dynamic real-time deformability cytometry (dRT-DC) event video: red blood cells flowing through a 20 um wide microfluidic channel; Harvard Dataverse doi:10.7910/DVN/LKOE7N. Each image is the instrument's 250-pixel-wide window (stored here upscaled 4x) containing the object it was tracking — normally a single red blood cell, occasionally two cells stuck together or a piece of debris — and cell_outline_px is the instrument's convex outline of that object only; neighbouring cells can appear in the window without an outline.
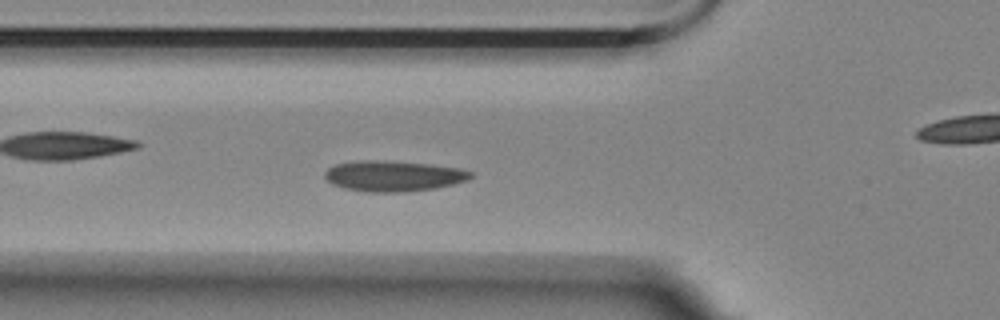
{"species": "Egyptian fruit bat (a non-hibernating species)", "species_latin": "Rousettus aegyptiacus", "temperature_condition": "room temperature", "stored_images_in_passage": 57, "camera_frame_rate_fps": 3000, "um_per_image_px": 0.085, "animal": {"sex": "female"}, "frame": {"image": 1, "passage_image": 19, "time_ms": 6.0, "image_size_px": [1000, 320], "cell_outline_px": [[472, 176], [468, 180], [436, 188], [404, 192], [368, 192], [344, 188], [332, 184], [324, 176], [324, 172], [328, 168], [336, 164], [356, 160], [384, 160], [432, 164], [460, 168], [472, 172]], "centroid_in_image_um": [33.43, 14.95], "position_along_channel_um": 92.4, "area_um2": 26.24}}
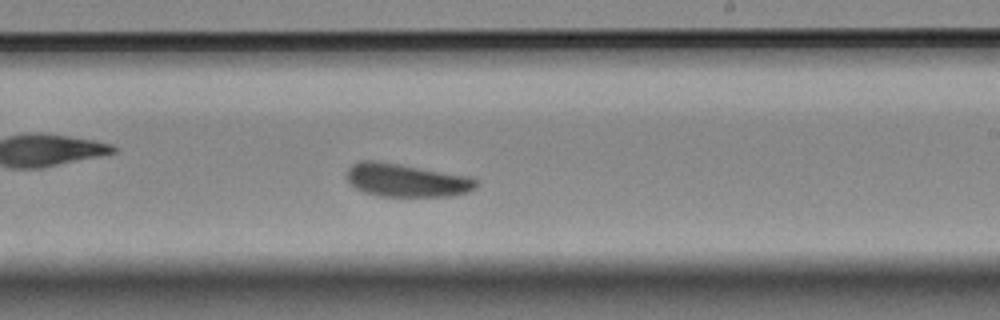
{"frame": {"image": 2, "passage_image": 33, "time_ms": 10.667, "image_size_px": [1000, 320], "cell_outline_px": [[480, 184], [476, 188], [468, 192], [452, 196], [376, 196], [364, 192], [356, 188], [348, 180], [348, 168], [352, 164], [360, 160], [376, 160], [472, 176], [480, 180]], "centroid_in_image_um": [34.62, 15.31], "position_along_channel_um": 254.4, "area_um2": 25.37}}
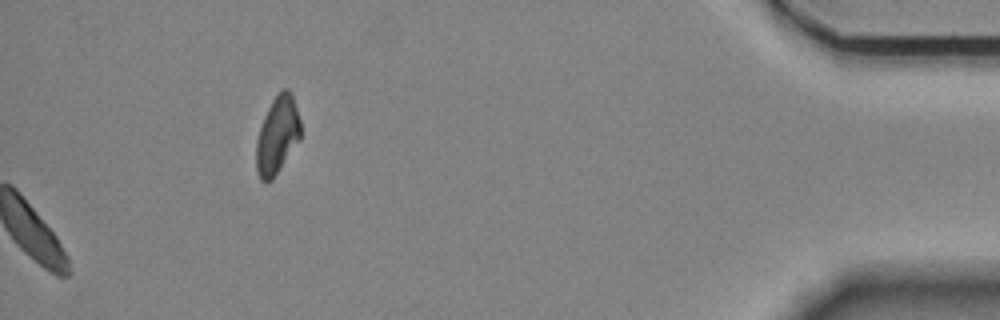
{"frame": {"image": 3, "passage_image": 57, "time_ms": 18.667, "image_size_px": [1000, 320], "cell_outline_px": [[300, 140], [272, 180], [264, 184], [260, 180], [256, 168], [256, 140], [264, 116], [272, 100], [280, 88], [288, 88], [292, 92], [300, 120]], "centroid_in_image_um": [23.57, 11.48], "position_along_channel_um": 411.6, "area_um2": 20.29}, "authors_computed_cell_mechanics": {"area_um2": 25.0274, "velocity_mm_per_s": 3.471, "shape_relaxation_time_tau1_ms": 4.2966, "shape_relaxation_time_tau2_ms": null, "deformation_change_tau1": 0.0641, "deformation_change_tau2": null}}